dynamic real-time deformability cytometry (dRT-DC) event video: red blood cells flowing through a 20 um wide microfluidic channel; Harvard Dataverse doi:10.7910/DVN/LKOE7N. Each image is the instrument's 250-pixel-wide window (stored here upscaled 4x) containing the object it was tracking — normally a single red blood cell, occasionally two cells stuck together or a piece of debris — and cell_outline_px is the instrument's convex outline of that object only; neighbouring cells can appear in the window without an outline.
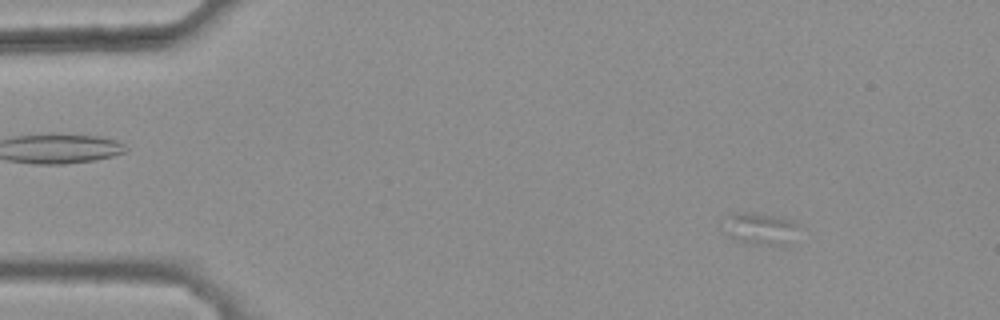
{"species": "common noctule bat (a hibernating species)", "species_latin": "Nyctalus noctula", "temperature_condition": "warm", "stored_images_in_passage": 43, "camera_frame_rate_fps": 3000, "um_per_image_px": 0.085, "animal": {"sex": "female", "body_mass_g": 25.1}, "frame": {"image": 1, "passage_image": 7, "time_ms": 2.0, "image_size_px": [1000, 320], "cell_outline_px": [[800, 224], [788, 244], [756, 244], [736, 240], [728, 236], [728, 216], [736, 212], [744, 212], [772, 216], [788, 220]], "centroid_in_image_um": [64.65, 19.44], "position_along_channel_um": 20.3, "area_um2": 13.06}}